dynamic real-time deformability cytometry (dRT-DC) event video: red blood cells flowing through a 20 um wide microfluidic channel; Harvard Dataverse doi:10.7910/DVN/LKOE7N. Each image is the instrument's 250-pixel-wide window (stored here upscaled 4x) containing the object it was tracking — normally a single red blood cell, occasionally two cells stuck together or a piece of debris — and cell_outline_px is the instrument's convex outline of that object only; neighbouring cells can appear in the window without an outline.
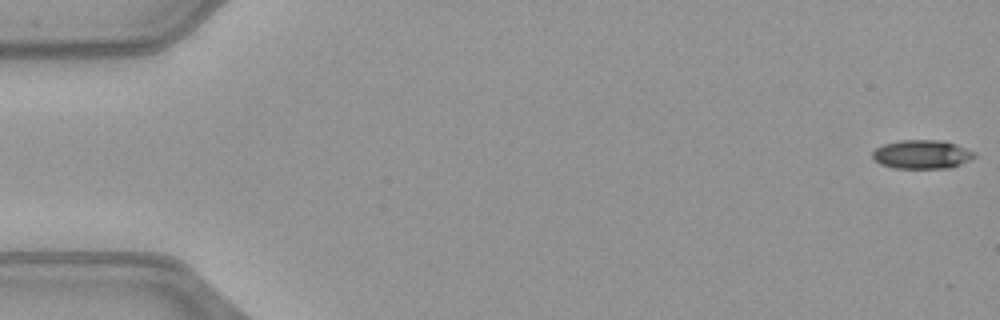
{"species": "common noctule bat (a hibernating species)", "species_latin": "Nyctalus noctula", "temperature_condition": "warm", "stored_images_in_passage": 8, "camera_frame_rate_fps": 3000, "um_per_image_px": 0.085, "animal": {"sex": "female", "body_mass_g": 21.9}, "frame": {"image": 1, "passage_image": 1, "time_ms": 0.0, "image_size_px": [1000, 320], "cell_outline_px": [[976, 156], [972, 160], [952, 168], [892, 168], [880, 164], [872, 160], [872, 152], [876, 148], [884, 144], [900, 140], [944, 140], [956, 144], [976, 152]], "centroid_in_image_um": [78.38, 13.13], "position_along_channel_um": 6.6, "area_um2": 17.46}}